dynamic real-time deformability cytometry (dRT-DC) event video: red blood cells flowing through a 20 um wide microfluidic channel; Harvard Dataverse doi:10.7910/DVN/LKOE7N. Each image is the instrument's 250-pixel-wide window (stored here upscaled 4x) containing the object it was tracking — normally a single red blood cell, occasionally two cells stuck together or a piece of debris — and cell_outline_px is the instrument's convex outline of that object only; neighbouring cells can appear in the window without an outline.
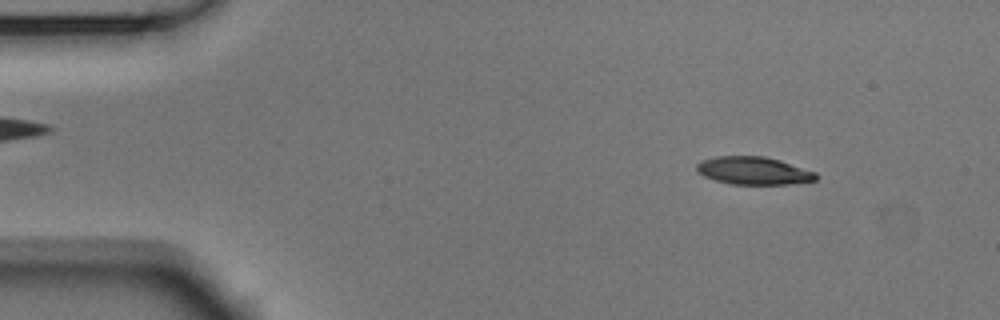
{"species": "Egyptian fruit bat (a non-hibernating species)", "species_latin": "Rousettus aegyptiacus", "temperature_condition": "room temperature", "stored_images_in_passage": 50, "camera_frame_rate_fps": 3000, "um_per_image_px": 0.085, "animal": {"sex": "male"}, "frame": {"image": 1, "passage_image": 3, "time_ms": 0.667, "image_size_px": [1000, 320], "cell_outline_px": [[820, 176], [816, 180], [788, 184], [732, 184], [716, 180], [704, 176], [696, 172], [696, 164], [704, 160], [716, 156], [764, 156], [780, 160], [816, 172]], "centroid_in_image_um": [64.07, 14.51], "position_along_channel_um": 20.9, "area_um2": 19.31}}
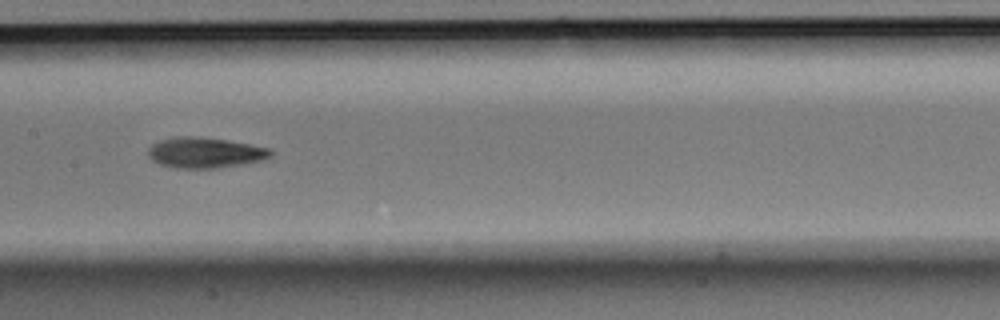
{"frame": {"image": 2, "passage_image": 23, "time_ms": 7.333, "image_size_px": [1000, 320], "cell_outline_px": [[272, 156], [264, 160], [244, 164], [216, 168], [176, 168], [160, 164], [152, 160], [148, 156], [148, 148], [152, 144], [160, 140], [184, 136], [196, 136], [228, 140], [268, 148], [272, 152]], "centroid_in_image_um": [17.43, 12.98], "position_along_channel_um": 190.0, "area_um2": 21.79}}
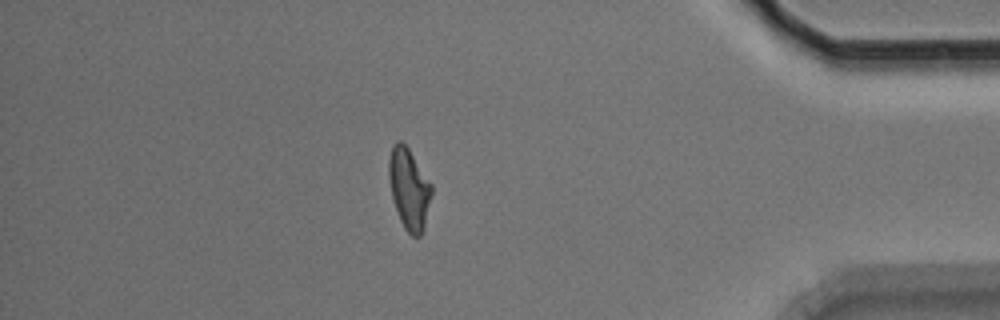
{"frame": {"image": 3, "passage_image": 43, "time_ms": 14.0, "image_size_px": [1000, 320], "cell_outline_px": [[432, 192], [424, 224], [420, 236], [412, 236], [404, 228], [400, 220], [392, 196], [388, 176], [388, 160], [392, 144], [396, 140], [400, 140], [408, 148], [432, 184]], "centroid_in_image_um": [34.74, 16.0], "position_along_channel_um": 400.5, "area_um2": 19.94}, "authors_computed_cell_mechanics": {"area_um2": 20.519, "velocity_mm_per_s": 3.7278, "shape_relaxation_time_tau1_ms": null, "shape_relaxation_time_tau2_ms": 7.2508, "deformation_change_tau1": null, "deformation_change_tau2": 0.1726}}